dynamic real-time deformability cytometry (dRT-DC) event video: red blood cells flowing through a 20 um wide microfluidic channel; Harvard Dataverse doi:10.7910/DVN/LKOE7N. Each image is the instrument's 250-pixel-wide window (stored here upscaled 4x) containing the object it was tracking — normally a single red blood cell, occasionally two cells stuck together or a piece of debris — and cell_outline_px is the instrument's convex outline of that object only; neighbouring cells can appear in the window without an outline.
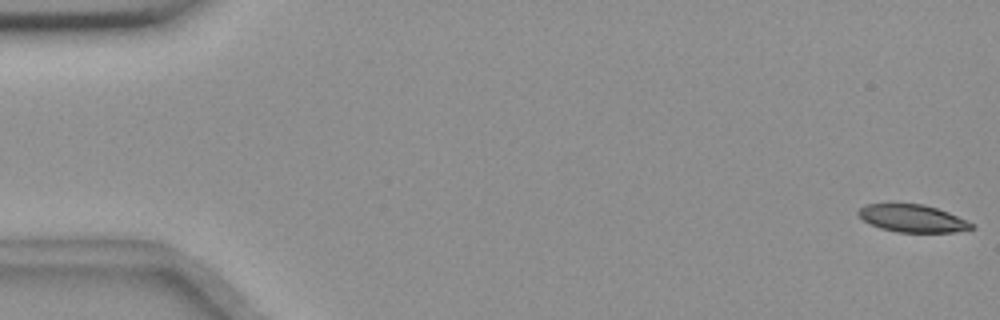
{"species": "common noctule bat (a hibernating species)", "species_latin": "Nyctalus noctula", "temperature_condition": "room temperature", "stored_images_in_passage": 57, "segment_of_instrument_passage": [1, 2], "camera_frame_rate_fps": 3000, "um_per_image_px": 0.085, "animal": {"sex": "female", "body_mass_g": 18.4}, "frame": {"image": 1, "passage_image": 1, "time_ms": 0.0, "image_size_px": [1000, 320], "cell_outline_px": [[972, 228], [944, 232], [908, 232], [888, 228], [876, 224], [868, 220], [860, 212], [876, 204], [916, 204], [932, 208], [944, 212], [972, 224]], "centroid_in_image_um": [77.67, 18.57], "position_along_channel_um": 7.3, "area_um2": 15.9}}
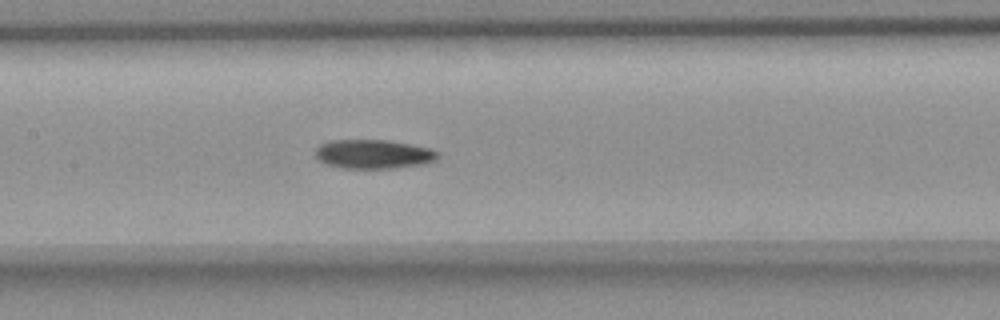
{"frame": {"image": 2, "passage_image": 27, "time_ms": 8.667, "image_size_px": [1000, 320], "cell_outline_px": [[432, 156], [424, 160], [396, 164], [344, 164], [328, 160], [320, 156], [320, 148], [332, 144], [396, 144], [416, 148], [432, 152]], "centroid_in_image_um": [31.71, 13.08], "position_along_channel_um": 175.7, "area_um2": 13.7}}
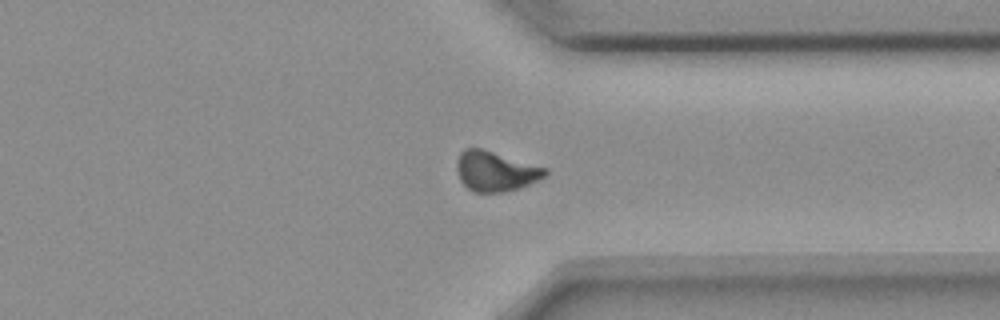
{"frame": {"image": 3, "passage_image": 43, "time_ms": 14.0, "image_size_px": [1000, 320], "cell_outline_px": [[544, 172], [540, 176], [520, 184], [508, 188], [472, 188], [464, 180], [460, 172], [460, 160], [464, 152], [472, 148], [488, 152], [540, 168]], "centroid_in_image_um": [42.05, 14.49], "position_along_channel_um": 369.4, "area_um2": 16.24}}